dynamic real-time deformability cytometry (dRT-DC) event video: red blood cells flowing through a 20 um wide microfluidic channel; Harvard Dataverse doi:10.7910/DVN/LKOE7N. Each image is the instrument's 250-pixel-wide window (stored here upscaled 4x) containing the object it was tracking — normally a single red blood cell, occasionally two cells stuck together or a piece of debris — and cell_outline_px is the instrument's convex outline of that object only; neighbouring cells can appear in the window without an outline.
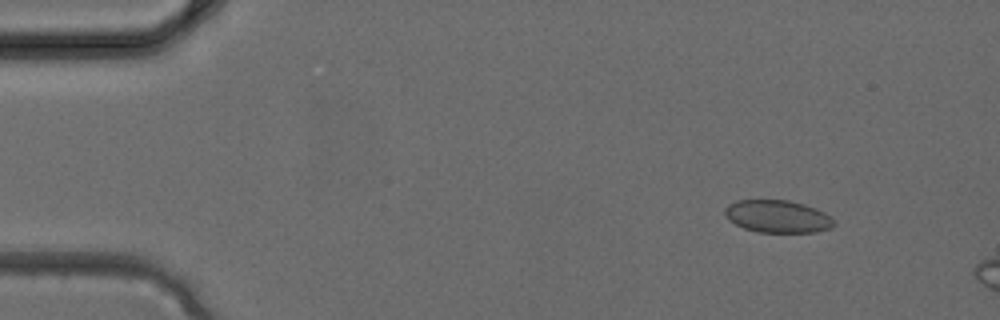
{"species": "common noctule bat (a hibernating species)", "species_latin": "Nyctalus noctula", "temperature_condition": "cold", "stored_images_in_passage": 3, "camera_frame_rate_fps": 3000, "um_per_image_px": 0.085, "animal": {"sex": "female", "body_mass_g": 24.6, "forearm_length_mm": 56.2}, "frame": {"image": 1, "passage_image": 1, "time_ms": 0.0, "image_size_px": [1000, 320], "cell_outline_px": [[836, 224], [832, 228], [816, 232], [756, 232], [744, 228], [728, 220], [724, 216], [724, 208], [728, 204], [736, 200], [788, 200], [804, 204], [816, 208], [824, 212], [836, 220]], "centroid_in_image_um": [66.1, 18.39], "position_along_channel_um": 18.9, "area_um2": 20.98}}